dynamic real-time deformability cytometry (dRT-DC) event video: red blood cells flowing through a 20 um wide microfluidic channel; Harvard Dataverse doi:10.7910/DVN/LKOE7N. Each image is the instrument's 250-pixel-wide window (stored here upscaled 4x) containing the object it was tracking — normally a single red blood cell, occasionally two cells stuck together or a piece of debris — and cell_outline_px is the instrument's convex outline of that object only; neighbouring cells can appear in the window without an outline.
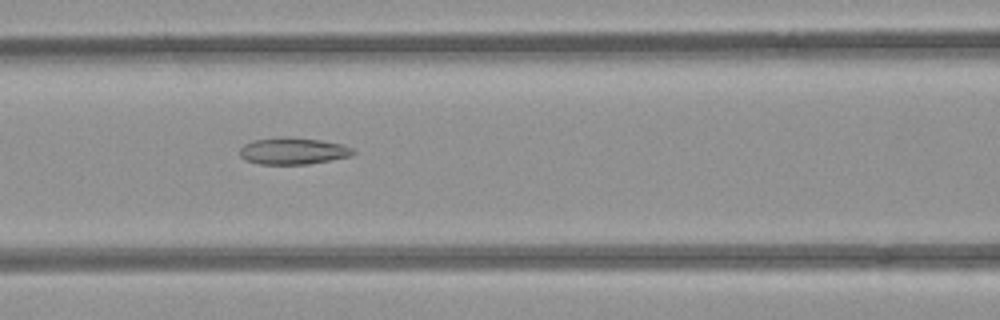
{"species": "common noctule bat (a hibernating species)", "species_latin": "Nyctalus noctula", "temperature_condition": "room temperature", "stored_images_in_passage": 33, "camera_frame_rate_fps": 3000, "um_per_image_px": 0.085, "animal": {"sex": "female", "body_mass_g": 21.9}, "frame": {"image": 1, "passage_image": 9, "time_ms": 2.667, "image_size_px": [1000, 320], "cell_outline_px": [[356, 152], [352, 156], [308, 164], [260, 164], [244, 160], [240, 156], [240, 148], [244, 144], [252, 140], [284, 136], [292, 136], [320, 140], [340, 144], [352, 148]], "centroid_in_image_um": [24.88, 12.82], "position_along_channel_um": 141.7, "area_um2": 17.86}}
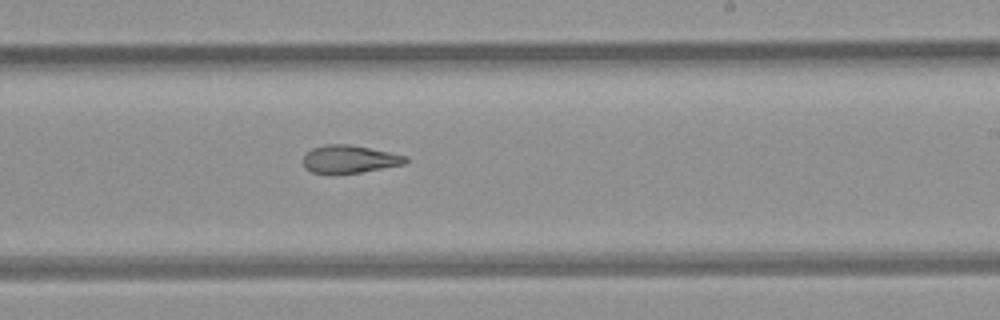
{"frame": {"image": 2, "passage_image": 18, "time_ms": 5.667, "image_size_px": [1000, 320], "cell_outline_px": [[408, 160], [404, 164], [360, 172], [332, 176], [312, 172], [304, 168], [304, 152], [312, 148], [324, 144], [348, 144], [408, 156]], "centroid_in_image_um": [29.63, 13.55], "position_along_channel_um": 259.4, "area_um2": 16.94}}
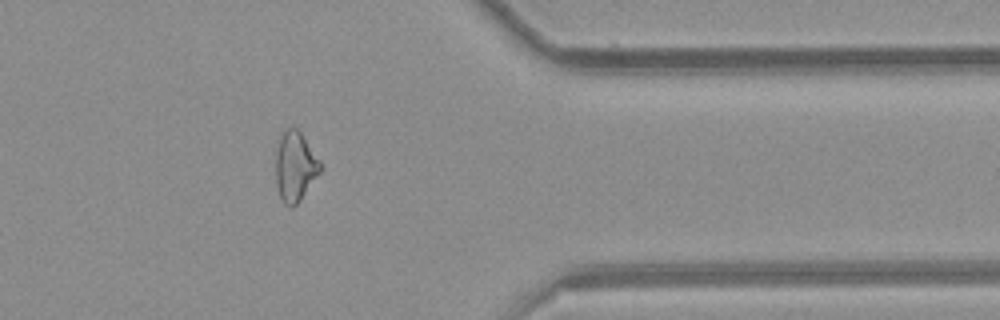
{"frame": {"image": 3, "passage_image": 29, "time_ms": 9.333, "image_size_px": [1000, 320], "cell_outline_px": [[324, 168], [300, 200], [292, 208], [284, 204], [280, 196], [276, 184], [276, 148], [280, 136], [284, 128], [296, 128], [300, 132], [320, 160]], "centroid_in_image_um": [25.09, 14.15], "position_along_channel_um": 386.3, "area_um2": 18.26}, "authors_computed_cell_mechanics": {"area_um2": 17.9758, "velocity_mm_per_s": 3.932, "shape_relaxation_time_tau1_ms": null, "shape_relaxation_time_tau2_ms": 3.1463, "deformation_change_tau1": null, "deformation_change_tau2": 0.1154}}